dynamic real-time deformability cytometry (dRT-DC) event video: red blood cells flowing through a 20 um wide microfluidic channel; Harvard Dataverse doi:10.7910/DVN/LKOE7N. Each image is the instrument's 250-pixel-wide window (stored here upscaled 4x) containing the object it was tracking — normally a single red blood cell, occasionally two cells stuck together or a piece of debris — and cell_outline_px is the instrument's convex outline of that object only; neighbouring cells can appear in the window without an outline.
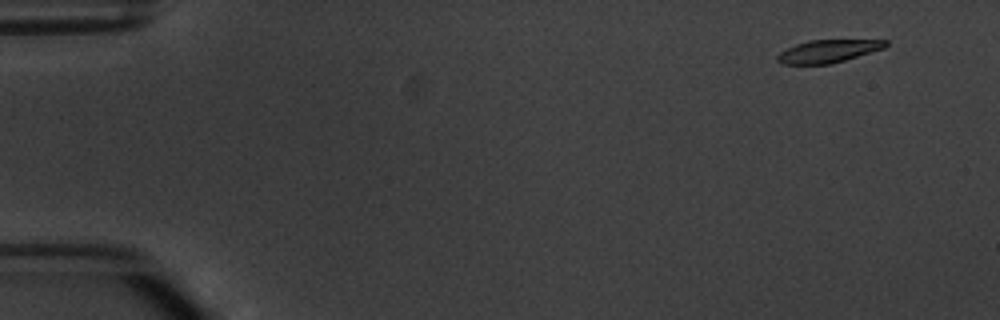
{"species": "common noctule bat (a hibernating species)", "species_latin": "Nyctalus noctula", "temperature_condition": "warm", "stored_images_in_passage": 5, "segment_of_instrument_passage": [2, 2], "camera_frame_rate_fps": 3000, "um_per_image_px": 0.085, "animal": {"sex": "male", "body_mass_g": 20.1, "forearm_length_mm": 53.5}, "frame": {"image": 1, "passage_image": 5, "time_ms": 5.667, "image_size_px": [1000, 320], "cell_outline_px": [[888, 44], [884, 48], [832, 64], [784, 64], [776, 60], [776, 56], [780, 52], [796, 44], [812, 40], [888, 40]], "centroid_in_image_um": [70.39, 4.35], "position_along_channel_um": 14.6, "area_um2": 14.22}}